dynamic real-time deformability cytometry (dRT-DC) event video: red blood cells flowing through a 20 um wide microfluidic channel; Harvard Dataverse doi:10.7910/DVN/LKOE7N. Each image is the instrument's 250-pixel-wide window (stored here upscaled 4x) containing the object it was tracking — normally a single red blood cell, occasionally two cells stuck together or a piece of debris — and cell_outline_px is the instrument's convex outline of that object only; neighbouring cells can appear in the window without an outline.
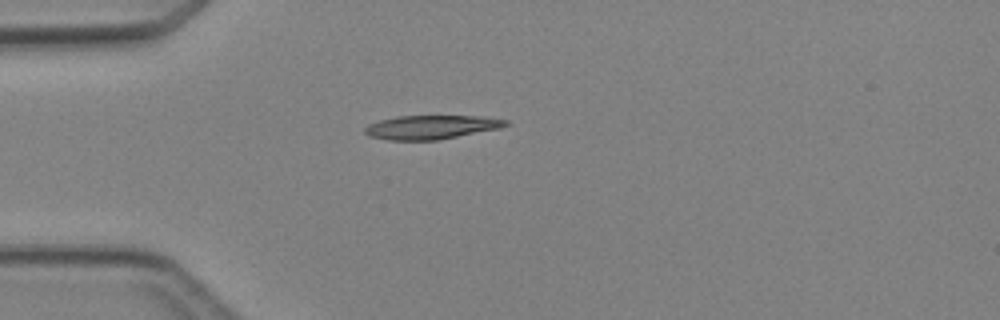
{"species": "Egyptian fruit bat (a non-hibernating species)", "species_latin": "Rousettus aegyptiacus", "temperature_condition": "cold", "stored_images_in_passage": 2, "camera_frame_rate_fps": 3000, "um_per_image_px": 0.085, "animal": {"sex": "female"}, "frame": {"image": 1, "passage_image": 1, "time_ms": 0.0, "image_size_px": [1000, 320], "cell_outline_px": [[508, 124], [500, 128], [440, 140], [388, 140], [368, 136], [364, 132], [364, 128], [368, 124], [380, 120], [396, 116], [484, 116], [508, 120]], "centroid_in_image_um": [36.64, 10.81], "position_along_channel_um": 48.4, "area_um2": 19.71}}